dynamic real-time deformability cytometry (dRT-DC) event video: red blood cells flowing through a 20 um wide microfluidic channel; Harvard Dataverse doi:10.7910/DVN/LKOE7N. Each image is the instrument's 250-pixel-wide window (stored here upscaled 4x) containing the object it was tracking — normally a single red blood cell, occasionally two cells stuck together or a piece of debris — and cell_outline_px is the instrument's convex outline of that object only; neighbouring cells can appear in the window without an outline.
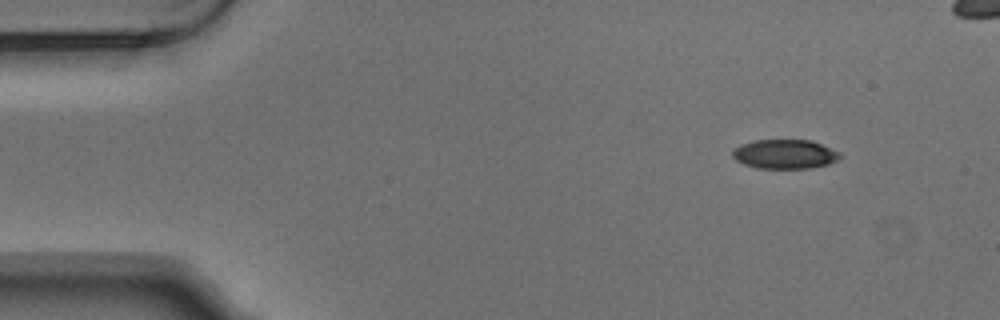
{"species": "Egyptian fruit bat (a non-hibernating species)", "species_latin": "Rousettus aegyptiacus", "temperature_condition": "warm", "stored_images_in_passage": 6, "camera_frame_rate_fps": 3000, "um_per_image_px": 0.085, "animal": {"sex": "male"}, "frame": {"image": 1, "passage_image": 1, "time_ms": 0.0, "image_size_px": [1000, 320], "cell_outline_px": [[840, 156], [836, 160], [828, 164], [812, 168], [756, 168], [744, 164], [736, 160], [732, 156], [732, 152], [736, 148], [752, 140], [812, 140], [840, 152]], "centroid_in_image_um": [66.71, 13.1], "position_along_channel_um": 18.3, "area_um2": 18.21}}
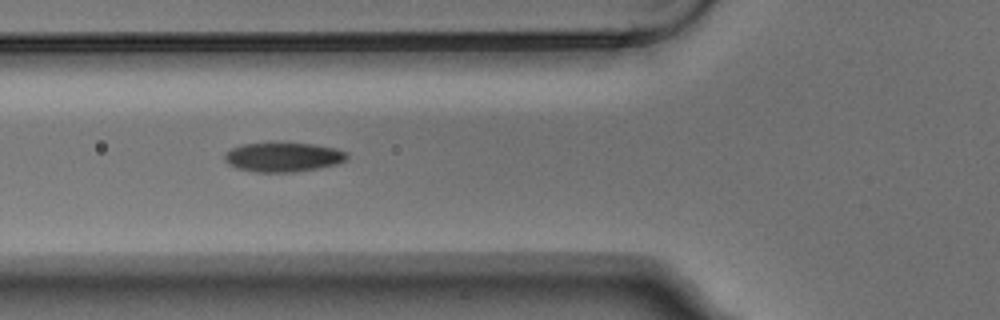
{"frame": {"image": 2, "passage_image": 5, "time_ms": 1.333, "image_size_px": [1000, 320], "cell_outline_px": [[348, 156], [344, 160], [336, 164], [316, 168], [292, 172], [256, 172], [236, 168], [228, 164], [224, 160], [224, 152], [240, 144], [272, 140], [312, 144], [336, 148], [348, 152]], "centroid_in_image_um": [24.0, 13.3], "position_along_channel_um": 101.8, "area_um2": 21.68}}
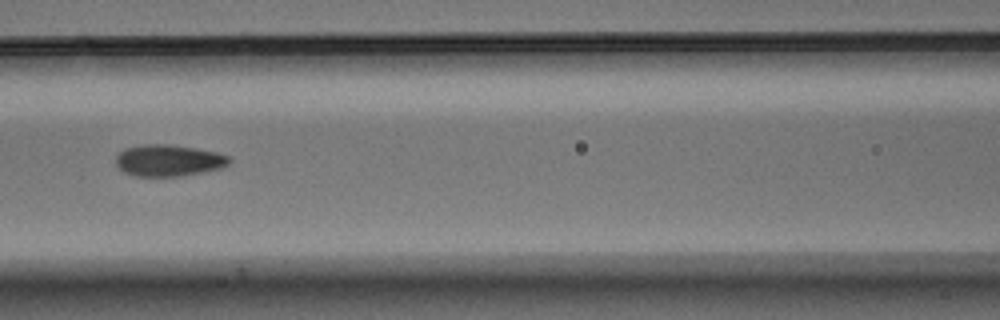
{"frame": {"image": 3, "passage_image": 6, "time_ms": 1.667, "image_size_px": [1000, 320], "cell_outline_px": [[232, 160], [228, 164], [220, 168], [180, 176], [136, 176], [124, 172], [116, 164], [116, 156], [124, 148], [144, 144], [168, 144], [196, 148], [216, 152], [228, 156]], "centroid_in_image_um": [14.31, 13.63], "position_along_channel_um": 152.3, "area_um2": 20.75}}